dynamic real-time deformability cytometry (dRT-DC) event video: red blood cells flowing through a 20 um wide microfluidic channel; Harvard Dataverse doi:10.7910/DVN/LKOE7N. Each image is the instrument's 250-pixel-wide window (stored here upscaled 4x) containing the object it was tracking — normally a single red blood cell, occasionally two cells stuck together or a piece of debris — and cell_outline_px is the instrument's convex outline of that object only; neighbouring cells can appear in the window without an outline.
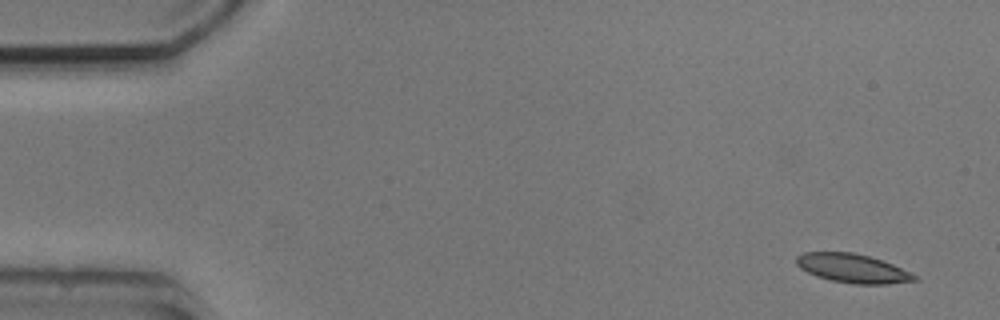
{"species": "common noctule bat (a hibernating species)", "species_latin": "Nyctalus noctula", "temperature_condition": "cold", "stored_images_in_passage": 3, "camera_frame_rate_fps": 3000, "um_per_image_px": 0.085, "animal": {"sex": "male", "body_mass_g": 20.5, "forearm_length_mm": 52.5}, "frame": {"image": 1, "passage_image": 1, "time_ms": 0.0, "image_size_px": [1000, 320], "cell_outline_px": [[920, 280], [888, 284], [856, 284], [832, 280], [816, 276], [800, 268], [796, 264], [796, 256], [804, 252], [852, 252], [868, 256], [892, 264], [920, 276]], "centroid_in_image_um": [72.5, 22.81], "position_along_channel_um": 12.5, "area_um2": 19.88}}